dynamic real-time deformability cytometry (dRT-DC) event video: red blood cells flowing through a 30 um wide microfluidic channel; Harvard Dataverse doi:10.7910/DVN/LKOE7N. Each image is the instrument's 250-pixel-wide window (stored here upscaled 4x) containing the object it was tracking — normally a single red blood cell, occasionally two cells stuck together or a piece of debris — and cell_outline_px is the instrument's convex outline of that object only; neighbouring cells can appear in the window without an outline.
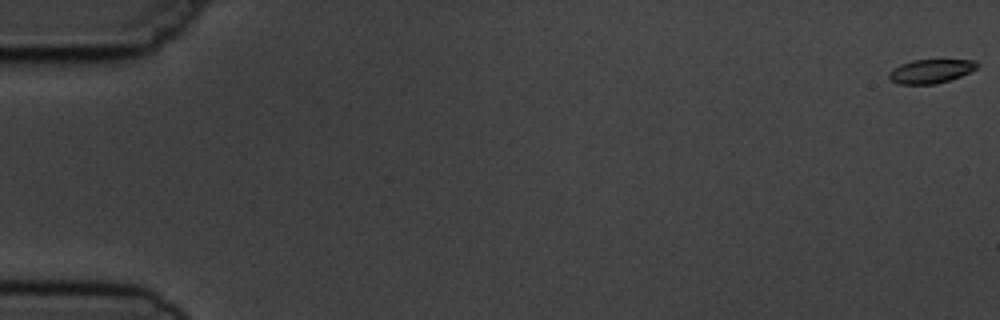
{"species": "common noctule bat (a hibernating species)", "species_latin": "Nyctalus noctula", "temperature_condition": "cold", "stored_images_in_passage": 7, "camera_frame_rate_fps": 3000, "um_per_image_px": 0.085, "animal": {"sex": "male", "body_mass_g": 19.5, "forearm_length_mm": 54.6}, "frame": {"image": 1, "passage_image": 1, "time_ms": 0.0, "image_size_px": [1000, 320], "cell_outline_px": [[980, 64], [976, 68], [960, 76], [936, 84], [900, 84], [892, 80], [888, 76], [888, 72], [892, 68], [900, 64], [912, 60], [972, 60]], "centroid_in_image_um": [79.07, 6.05], "position_along_channel_um": 5.9, "area_um2": 12.14}}
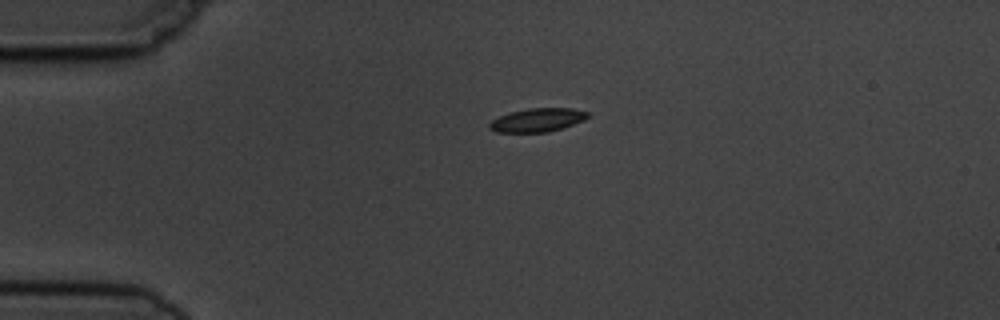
{"frame": {"image": 2, "passage_image": 5, "time_ms": 4.333, "image_size_px": [1000, 320], "cell_outline_px": [[588, 116], [584, 120], [548, 132], [496, 132], [488, 128], [488, 124], [492, 120], [500, 116], [512, 112], [528, 108], [572, 108], [588, 112]], "centroid_in_image_um": [45.66, 10.2], "position_along_channel_um": 39.3, "area_um2": 13.29}}
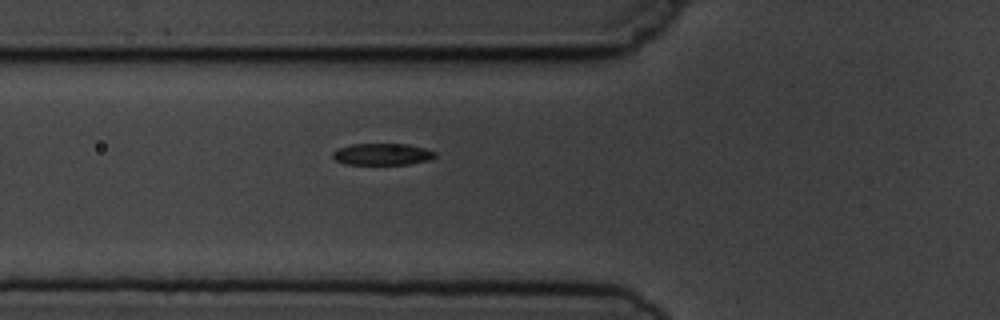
{"frame": {"image": 3, "passage_image": 7, "time_ms": 6.667, "image_size_px": [1000, 320], "cell_outline_px": [[436, 156], [432, 160], [408, 164], [344, 164], [336, 160], [332, 156], [332, 152], [340, 148], [352, 144], [408, 144], [424, 148], [436, 152]], "centroid_in_image_um": [32.53, 13.11], "position_along_channel_um": 93.3, "area_um2": 12.95}}